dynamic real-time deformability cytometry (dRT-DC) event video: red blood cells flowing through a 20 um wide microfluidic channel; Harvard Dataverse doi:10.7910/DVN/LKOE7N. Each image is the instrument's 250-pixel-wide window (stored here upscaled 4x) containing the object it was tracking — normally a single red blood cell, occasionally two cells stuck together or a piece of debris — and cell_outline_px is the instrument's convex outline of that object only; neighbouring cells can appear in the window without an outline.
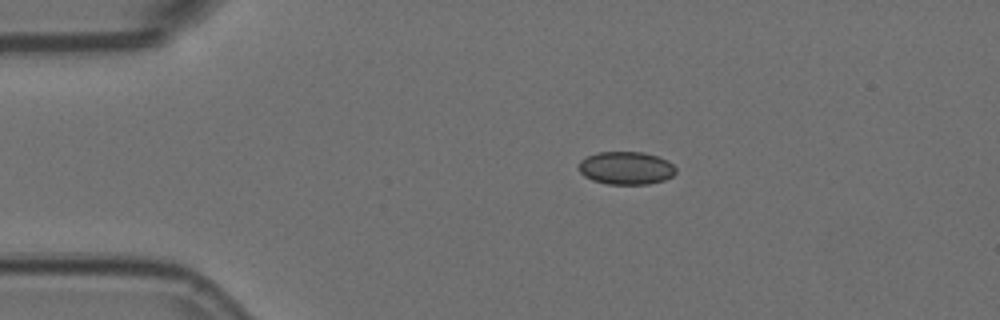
{"species": "Egyptian fruit bat (a non-hibernating species)", "species_latin": "Rousettus aegyptiacus", "temperature_condition": "room temperature", "stored_images_in_passage": 3, "camera_frame_rate_fps": 3000, "um_per_image_px": 0.085, "animal": {"sex": "female"}, "frame": {"image": 1, "passage_image": 1, "time_ms": 0.0, "image_size_px": [1000, 320], "cell_outline_px": [[676, 172], [672, 176], [664, 180], [648, 184], [608, 184], [592, 180], [584, 176], [580, 172], [580, 160], [596, 152], [644, 152], [668, 160], [676, 168]], "centroid_in_image_um": [53.23, 14.28], "position_along_channel_um": 31.8, "area_um2": 18.61}}
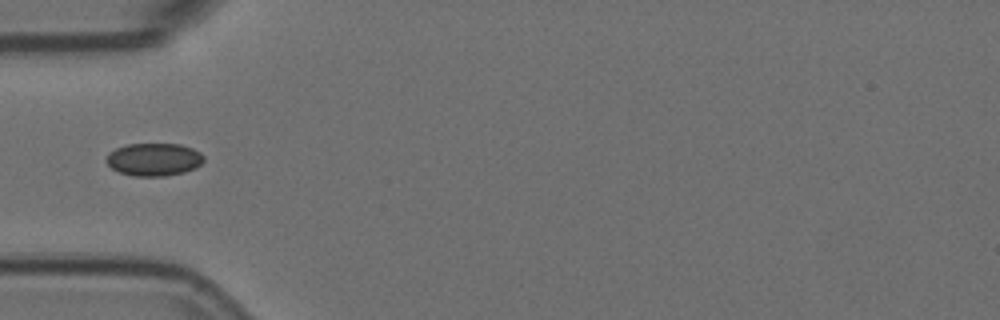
{"frame": {"image": 2, "passage_image": 3, "time_ms": 0.667, "image_size_px": [1000, 320], "cell_outline_px": [[204, 160], [196, 168], [184, 172], [164, 176], [132, 176], [120, 172], [112, 168], [108, 164], [108, 152], [116, 148], [128, 144], [180, 144], [192, 148], [200, 152], [204, 156]], "centroid_in_image_um": [13.11, 13.55], "position_along_channel_um": 71.9, "area_um2": 18.55}}